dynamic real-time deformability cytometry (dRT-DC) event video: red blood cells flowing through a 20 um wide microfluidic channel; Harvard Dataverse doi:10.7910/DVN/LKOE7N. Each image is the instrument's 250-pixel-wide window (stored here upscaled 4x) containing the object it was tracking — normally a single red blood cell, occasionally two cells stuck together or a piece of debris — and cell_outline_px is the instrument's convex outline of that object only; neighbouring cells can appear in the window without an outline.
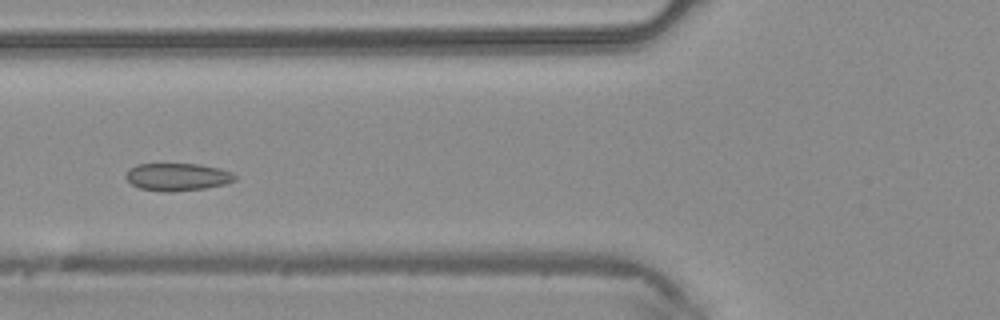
{"species": "common noctule bat (a hibernating species)", "species_latin": "Nyctalus noctula", "temperature_condition": "warm", "stored_images_in_passage": 43, "camera_frame_rate_fps": 3000, "um_per_image_px": 0.085, "animal": {"sex": "male", "body_mass_g": 20.4}, "frame": {"image": 1, "passage_image": 15, "time_ms": 4.667, "image_size_px": [1000, 320], "cell_outline_px": [[236, 180], [224, 184], [204, 188], [172, 192], [164, 192], [140, 188], [132, 184], [124, 176], [128, 168], [136, 164], [200, 164], [220, 168], [232, 172], [236, 176]], "centroid_in_image_um": [15.07, 15.03], "position_along_channel_um": 110.7, "area_um2": 17.63}}
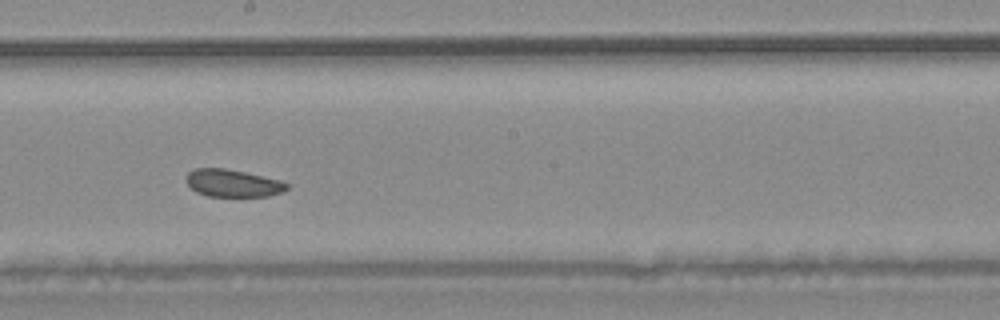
{"frame": {"image": 2, "passage_image": 23, "time_ms": 7.333, "image_size_px": [1000, 320], "cell_outline_px": [[288, 188], [280, 192], [268, 196], [208, 196], [196, 192], [184, 180], [188, 172], [196, 168], [224, 168], [244, 172], [280, 180], [288, 184]], "centroid_in_image_um": [19.74, 15.56], "position_along_channel_um": 228.5, "area_um2": 15.95}}
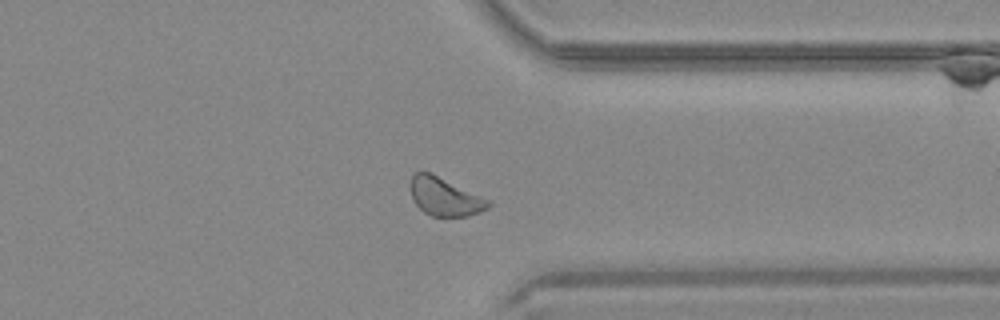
{"frame": {"image": 3, "passage_image": 33, "time_ms": 10.667, "image_size_px": [1000, 320], "cell_outline_px": [[492, 204], [488, 208], [480, 212], [468, 216], [432, 216], [424, 212], [412, 200], [412, 176], [416, 172], [428, 172], [488, 200]], "centroid_in_image_um": [37.8, 16.76], "position_along_channel_um": 373.6, "area_um2": 16.65}}